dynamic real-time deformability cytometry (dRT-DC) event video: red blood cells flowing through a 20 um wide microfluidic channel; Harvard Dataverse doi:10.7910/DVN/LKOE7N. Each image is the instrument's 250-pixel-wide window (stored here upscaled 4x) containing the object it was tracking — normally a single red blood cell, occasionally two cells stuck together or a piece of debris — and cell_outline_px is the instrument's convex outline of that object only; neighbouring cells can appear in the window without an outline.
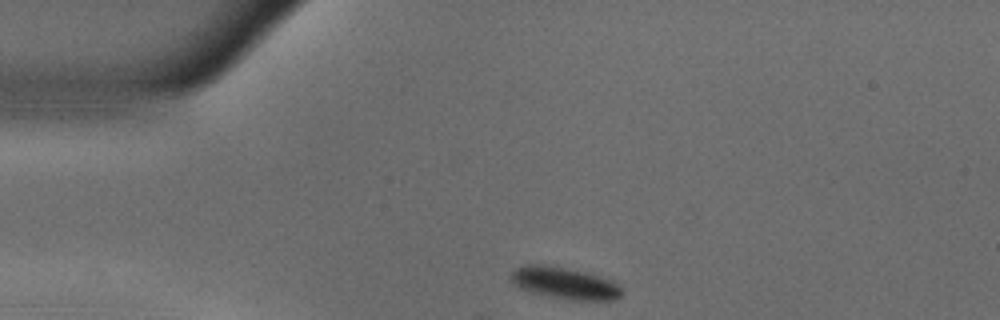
{"species": "common noctule bat (a hibernating species)", "species_latin": "Nyctalus noctula", "temperature_condition": "warm", "stored_images_in_passage": 45, "camera_frame_rate_fps": 3000, "um_per_image_px": 0.085, "animal": {"sex": "male", "body_mass_g": 18.8}, "frame": {"image": 1, "passage_image": 1, "time_ms": 0.0, "image_size_px": [1000, 320], "cell_outline_px": [[624, 292], [616, 300], [568, 300], [548, 296], [532, 292], [520, 288], [512, 280], [512, 272], [516, 268], [528, 264], [548, 264], [588, 272], [612, 280], [620, 284]], "centroid_in_image_um": [48.07, 24.06], "position_along_channel_um": 36.9, "area_um2": 20.81}}
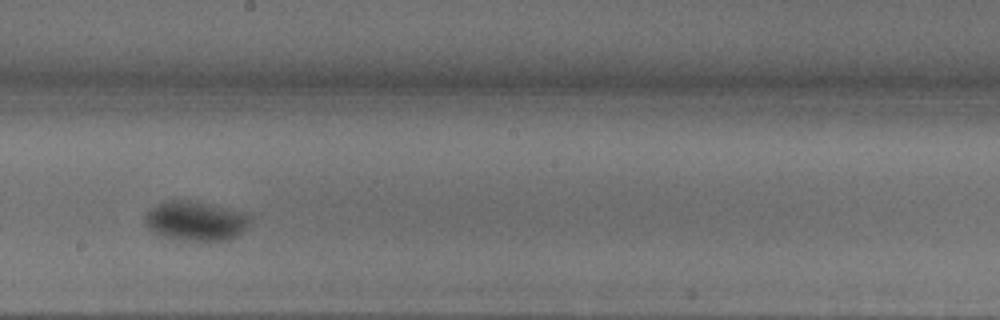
{"frame": {"image": 2, "passage_image": 20, "time_ms": 6.333, "image_size_px": [1000, 320], "cell_outline_px": [[252, 216], [248, 224], [236, 236], [228, 240], [184, 240], [160, 236], [148, 228], [144, 220], [144, 216], [156, 204], [164, 200], [196, 200], [244, 212]], "centroid_in_image_um": [16.61, 18.75], "position_along_channel_um": 231.6, "area_um2": 24.28}}
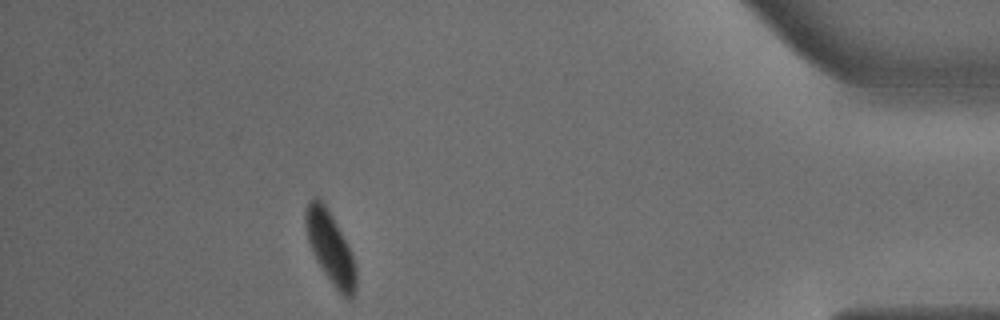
{"frame": {"image": 3, "passage_image": 39, "time_ms": 12.667, "image_size_px": [1000, 320], "cell_outline_px": [[356, 288], [352, 296], [348, 300], [340, 296], [316, 260], [312, 252], [308, 240], [304, 224], [304, 208], [308, 200], [312, 196], [316, 196], [324, 204], [340, 232], [352, 256], [356, 268]], "centroid_in_image_um": [28.03, 21.07], "position_along_channel_um": 407.2, "area_um2": 20.92}, "authors_computed_cell_mechanics": {"area_um2": 23.0622, "velocity_mm_per_s": 3.5927, "shape_relaxation_time_tau1_ms": 3.805, "shape_relaxation_time_tau2_ms": null, "deformation_change_tau1": 0.141, "deformation_change_tau2": null}}